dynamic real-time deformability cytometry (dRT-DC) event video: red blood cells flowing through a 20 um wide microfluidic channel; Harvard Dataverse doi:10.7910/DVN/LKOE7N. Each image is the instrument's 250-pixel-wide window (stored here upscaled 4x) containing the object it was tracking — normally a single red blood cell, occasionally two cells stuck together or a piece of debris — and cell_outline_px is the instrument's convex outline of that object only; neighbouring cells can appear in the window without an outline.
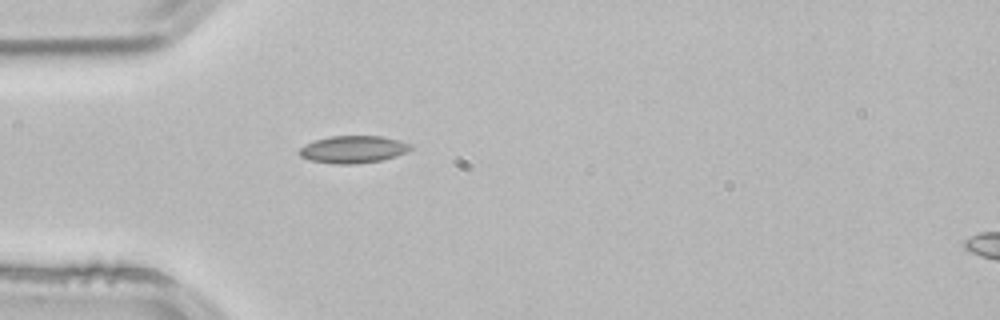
{"species": "common noctule bat (a hibernating species)", "species_latin": "Nyctalus noctula", "temperature_condition": "room temperature", "stored_images_in_passage": 3, "camera_frame_rate_fps": 3000, "um_per_image_px": 0.085, "animal": {"sex": "male", "body_mass_g": 21.5, "forearm_length_mm": 52.0}, "frame": {"image": 1, "passage_image": 3, "time_ms": 0.667, "image_size_px": [1000, 320], "cell_outline_px": [[412, 148], [408, 152], [396, 156], [380, 160], [356, 164], [332, 164], [308, 160], [300, 156], [296, 152], [304, 144], [316, 140], [332, 136], [384, 136], [400, 140], [412, 144]], "centroid_in_image_um": [30.01, 12.7], "position_along_channel_um": 55.0, "area_um2": 17.98}}